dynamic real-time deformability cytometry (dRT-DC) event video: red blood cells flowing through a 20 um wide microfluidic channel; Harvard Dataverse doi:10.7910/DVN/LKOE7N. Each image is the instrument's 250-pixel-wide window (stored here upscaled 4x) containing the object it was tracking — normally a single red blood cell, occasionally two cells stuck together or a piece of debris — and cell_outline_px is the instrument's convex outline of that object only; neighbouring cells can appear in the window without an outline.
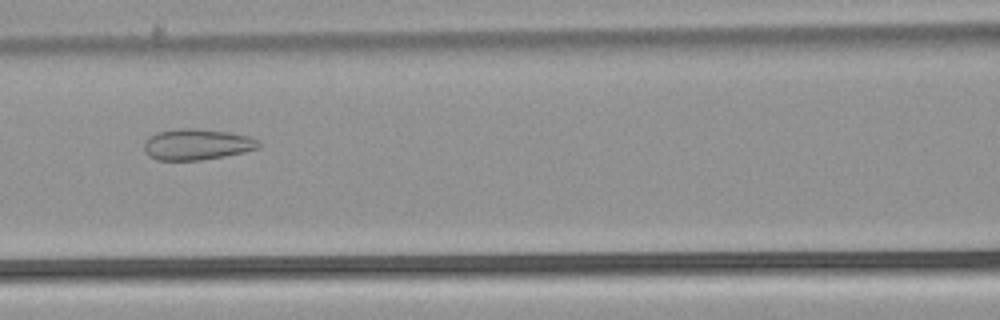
{"species": "common noctule bat (a hibernating species)", "species_latin": "Nyctalus noctula", "temperature_condition": "warm", "stored_images_in_passage": 53, "camera_frame_rate_fps": 3000, "um_per_image_px": 0.085, "animal": {"sex": "male", "body_mass_g": 21.5, "forearm_length_mm": 52.0}, "frame": {"image": 1, "passage_image": 24, "time_ms": 7.667, "image_size_px": [1000, 320], "cell_outline_px": [[264, 144], [260, 148], [244, 152], [224, 156], [200, 160], [156, 160], [148, 156], [144, 152], [144, 144], [148, 136], [156, 132], [176, 128], [196, 128], [228, 132], [248, 136], [260, 140]], "centroid_in_image_um": [16.74, 12.27], "position_along_channel_um": 149.9, "area_um2": 21.1}}
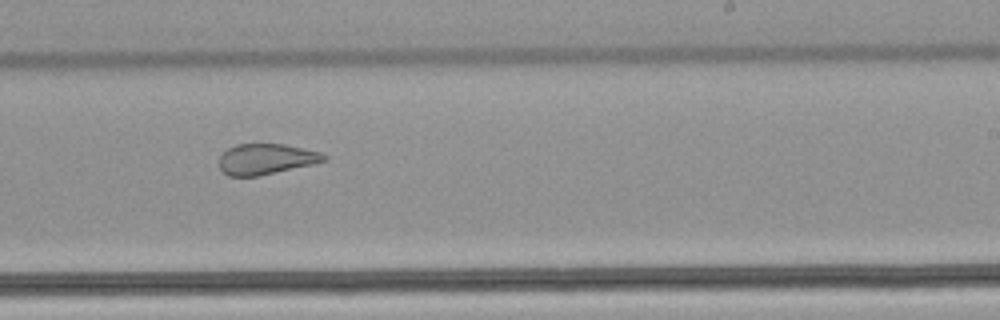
{"frame": {"image": 2, "passage_image": 33, "time_ms": 10.667, "image_size_px": [1000, 320], "cell_outline_px": [[328, 160], [312, 164], [256, 176], [228, 176], [220, 168], [220, 156], [228, 148], [236, 144], [284, 144], [320, 152], [328, 156]], "centroid_in_image_um": [22.62, 13.51], "position_along_channel_um": 266.4, "area_um2": 18.5}}
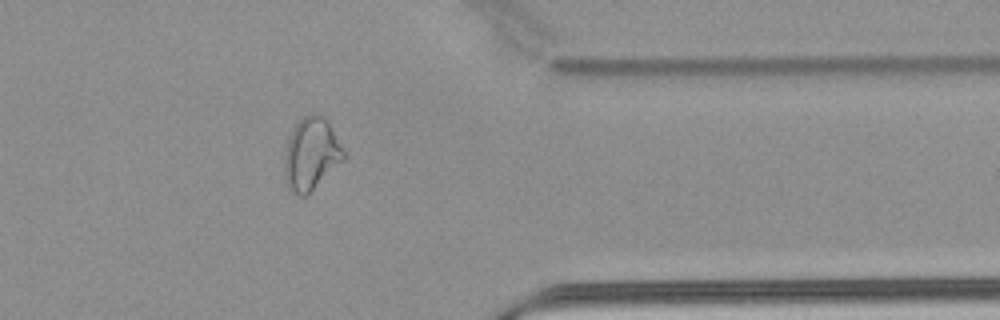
{"frame": {"image": 3, "passage_image": 43, "time_ms": 14.0, "image_size_px": [1000, 320], "cell_outline_px": [[344, 160], [304, 196], [300, 196], [288, 188], [284, 172], [284, 152], [288, 140], [296, 124], [308, 112], [320, 112], [328, 120], [344, 152]], "centroid_in_image_um": [26.44, 13.03], "position_along_channel_um": 385.0, "area_um2": 24.74}, "authors_computed_cell_mechanics": {"area_um2": 26.01, "velocity_mm_per_s": 3.9002, "shape_relaxation_time_tau1_ms": null, "shape_relaxation_time_tau2_ms": 1.1639, "deformation_change_tau1": null, "deformation_change_tau2": 0.0706}}